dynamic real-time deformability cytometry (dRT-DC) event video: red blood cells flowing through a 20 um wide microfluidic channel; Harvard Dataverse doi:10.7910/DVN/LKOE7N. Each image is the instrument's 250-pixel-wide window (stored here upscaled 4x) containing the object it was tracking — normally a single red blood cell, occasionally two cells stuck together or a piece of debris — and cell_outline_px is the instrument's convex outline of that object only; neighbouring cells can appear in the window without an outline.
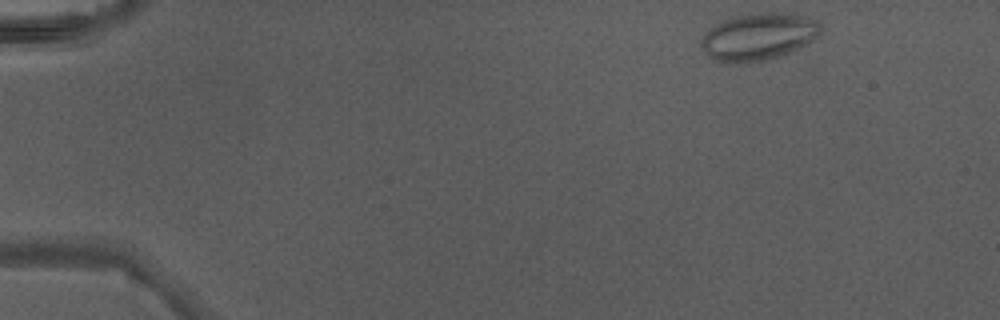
{"species": "Egyptian fruit bat (a non-hibernating species)", "species_latin": "Rousettus aegyptiacus", "temperature_condition": "warm", "stored_images_in_passage": 42, "camera_frame_rate_fps": 3000, "um_per_image_px": 0.085, "animal": {"sex": "male"}, "frame": {"image": 1, "passage_image": 1, "time_ms": 0.0, "image_size_px": [1000, 320], "cell_outline_px": [[824, 28], [812, 40], [780, 56], [764, 60], [740, 64], [724, 64], [712, 60], [708, 56], [700, 44], [700, 40], [716, 24], [724, 20], [736, 16], [764, 12], [780, 12], [800, 16], [816, 20]], "centroid_in_image_um": [64.43, 3.14], "position_along_channel_um": 20.6, "area_um2": 32.6}}
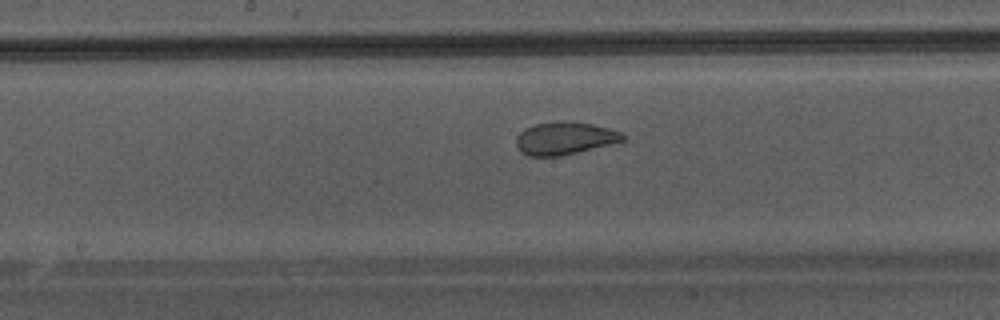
{"frame": {"image": 2, "passage_image": 21, "time_ms": 6.667, "image_size_px": [1000, 320], "cell_outline_px": [[628, 136], [624, 140], [560, 156], [528, 156], [520, 152], [516, 144], [516, 136], [520, 132], [536, 124], [560, 120], [572, 120], [592, 124], [624, 132]], "centroid_in_image_um": [48.01, 11.73], "position_along_channel_um": 200.2, "area_um2": 20.35}}
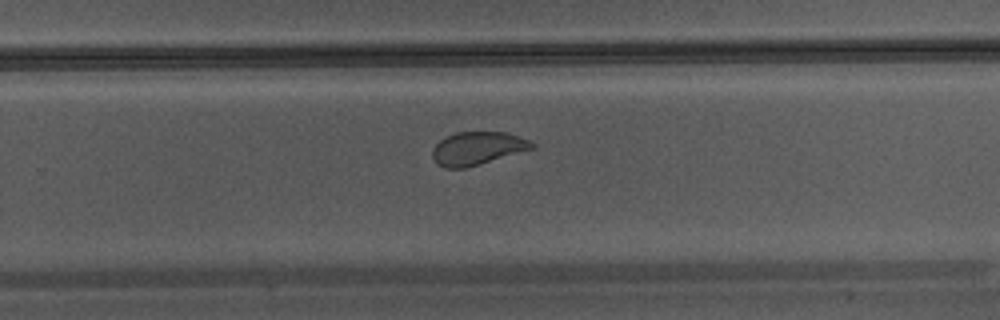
{"frame": {"image": 3, "passage_image": 27, "time_ms": 8.667, "image_size_px": [1000, 320], "cell_outline_px": [[536, 148], [464, 168], [444, 168], [432, 156], [432, 148], [440, 140], [456, 132], [508, 132], [528, 140], [536, 144]], "centroid_in_image_um": [40.61, 12.6], "position_along_channel_um": 289.2, "area_um2": 19.02}}